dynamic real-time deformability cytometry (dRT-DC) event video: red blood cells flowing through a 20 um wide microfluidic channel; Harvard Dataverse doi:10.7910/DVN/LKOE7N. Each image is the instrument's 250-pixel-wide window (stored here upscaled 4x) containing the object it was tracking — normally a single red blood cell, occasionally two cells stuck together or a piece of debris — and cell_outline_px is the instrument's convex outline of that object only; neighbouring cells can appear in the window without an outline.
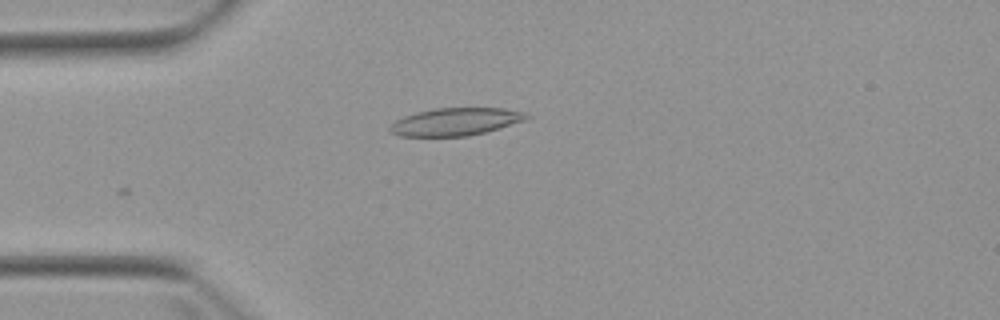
{"species": "Egyptian fruit bat (a non-hibernating species)", "species_latin": "Rousettus aegyptiacus", "temperature_condition": "warm", "stored_images_in_passage": 2, "camera_frame_rate_fps": 3000, "um_per_image_px": 0.085, "animal": {"sex": "female"}, "frame": {"image": 1, "passage_image": 1, "time_ms": 0.0, "image_size_px": [1000, 320], "cell_outline_px": [[532, 116], [524, 120], [500, 128], [468, 136], [400, 136], [392, 132], [388, 128], [396, 120], [404, 116], [416, 112], [432, 108], [504, 108], [524, 112]], "centroid_in_image_um": [38.73, 10.34], "position_along_channel_um": 46.3, "area_um2": 21.91}}